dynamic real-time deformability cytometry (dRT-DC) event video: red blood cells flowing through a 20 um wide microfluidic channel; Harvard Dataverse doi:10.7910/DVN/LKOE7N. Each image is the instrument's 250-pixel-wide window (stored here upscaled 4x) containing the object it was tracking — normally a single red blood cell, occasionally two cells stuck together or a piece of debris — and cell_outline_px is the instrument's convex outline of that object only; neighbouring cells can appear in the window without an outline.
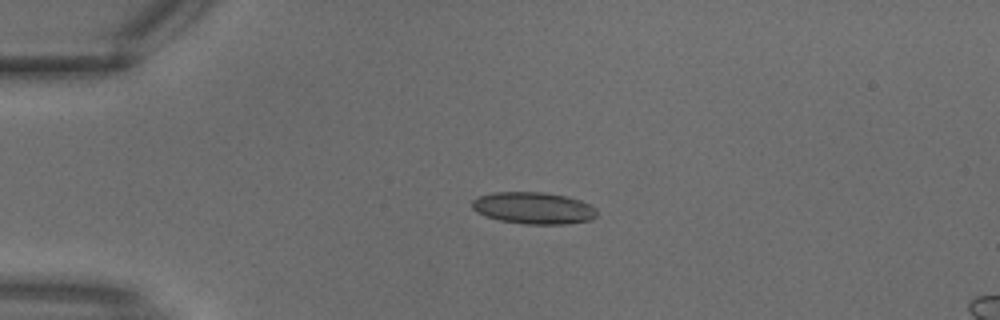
{"species": "common noctule bat (a hibernating species)", "species_latin": "Nyctalus noctula", "temperature_condition": "warm", "stored_images_in_passage": 2, "camera_frame_rate_fps": 3000, "um_per_image_px": 0.085, "animal": {"sex": "male", "body_mass_g": 18.8}, "frame": {"image": 1, "passage_image": 1, "time_ms": 0.0, "image_size_px": [1000, 320], "cell_outline_px": [[596, 216], [588, 220], [568, 224], [524, 224], [500, 220], [484, 216], [476, 212], [472, 208], [472, 200], [476, 196], [492, 192], [544, 192], [568, 196], [580, 200], [596, 208]], "centroid_in_image_um": [45.31, 17.67], "position_along_channel_um": 39.7, "area_um2": 23.35}}